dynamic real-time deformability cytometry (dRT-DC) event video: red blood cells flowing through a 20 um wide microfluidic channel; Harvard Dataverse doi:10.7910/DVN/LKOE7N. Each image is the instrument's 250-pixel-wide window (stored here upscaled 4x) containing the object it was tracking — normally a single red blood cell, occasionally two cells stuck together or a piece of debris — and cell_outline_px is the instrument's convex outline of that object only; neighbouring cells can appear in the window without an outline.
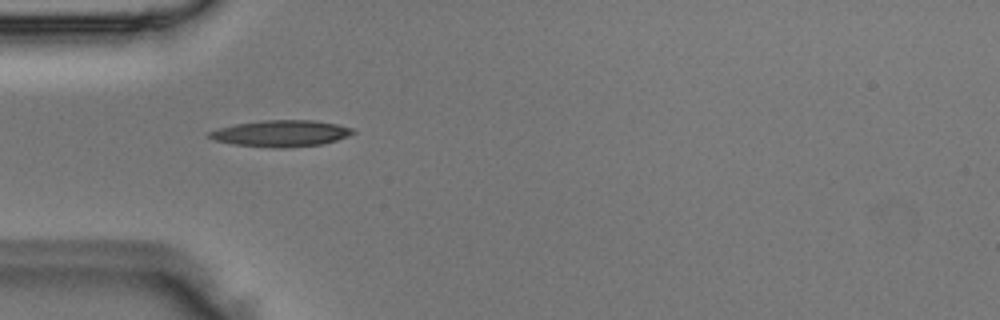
{"species": "Egyptian fruit bat (a non-hibernating species)", "species_latin": "Rousettus aegyptiacus", "temperature_condition": "room temperature", "stored_images_in_passage": 3, "camera_frame_rate_fps": 3000, "um_per_image_px": 0.085, "animal": {"sex": "male"}, "frame": {"image": 1, "passage_image": 1, "time_ms": 0.0, "image_size_px": [1000, 320], "cell_outline_px": [[356, 132], [348, 136], [336, 140], [320, 144], [284, 148], [276, 148], [232, 144], [216, 140], [208, 136], [208, 132], [220, 128], [236, 124], [260, 120], [312, 120], [336, 124], [356, 128]], "centroid_in_image_um": [23.92, 11.33], "position_along_channel_um": 61.1, "area_um2": 22.02}}
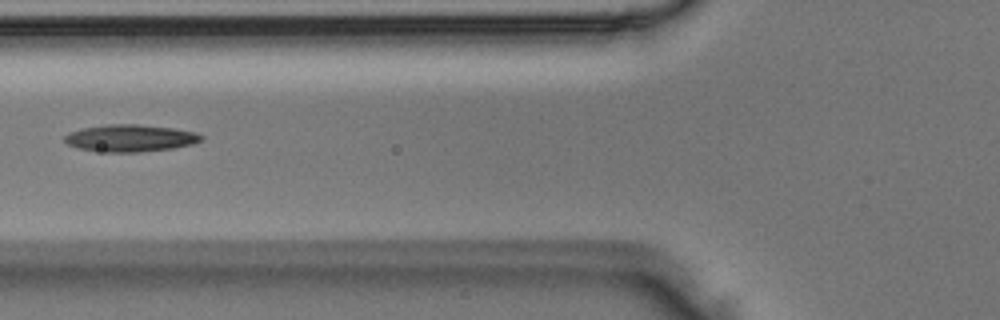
{"frame": {"image": 2, "passage_image": 2, "time_ms": 0.333, "image_size_px": [1000, 320], "cell_outline_px": [[204, 136], [200, 140], [192, 144], [172, 148], [136, 152], [104, 152], [80, 148], [68, 144], [64, 140], [64, 136], [68, 132], [80, 128], [104, 124], [140, 124], [172, 128], [196, 132]], "centroid_in_image_um": [11.04, 11.72], "position_along_channel_um": 114.8, "area_um2": 21.56}}